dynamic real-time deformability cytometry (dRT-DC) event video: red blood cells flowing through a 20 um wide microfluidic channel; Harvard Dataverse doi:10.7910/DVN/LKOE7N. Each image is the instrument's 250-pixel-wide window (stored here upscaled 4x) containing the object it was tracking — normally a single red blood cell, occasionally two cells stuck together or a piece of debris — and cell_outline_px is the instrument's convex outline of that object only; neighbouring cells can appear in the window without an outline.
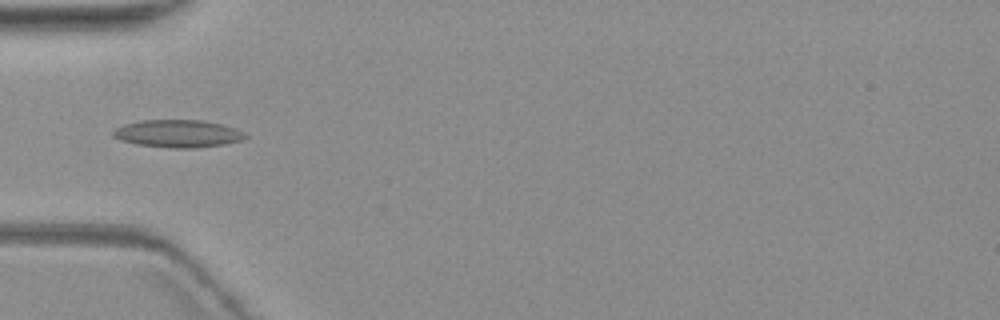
{"species": "common noctule bat (a hibernating species)", "species_latin": "Nyctalus noctula", "temperature_condition": "warm", "stored_images_in_passage": 6, "camera_frame_rate_fps": 3000, "um_per_image_px": 0.085, "animal": {"sex": "female", "body_mass_g": 19.3, "forearm_length_mm": 54.1}, "frame": {"image": 1, "passage_image": 6, "time_ms": 6.333, "image_size_px": [1000, 320], "cell_outline_px": [[248, 136], [240, 140], [224, 144], [196, 148], [168, 148], [136, 144], [120, 140], [112, 136], [112, 132], [116, 128], [124, 124], [140, 120], [204, 120], [236, 128], [244, 132]], "centroid_in_image_um": [15.1, 11.36], "position_along_channel_um": 69.9, "area_um2": 21.33}}